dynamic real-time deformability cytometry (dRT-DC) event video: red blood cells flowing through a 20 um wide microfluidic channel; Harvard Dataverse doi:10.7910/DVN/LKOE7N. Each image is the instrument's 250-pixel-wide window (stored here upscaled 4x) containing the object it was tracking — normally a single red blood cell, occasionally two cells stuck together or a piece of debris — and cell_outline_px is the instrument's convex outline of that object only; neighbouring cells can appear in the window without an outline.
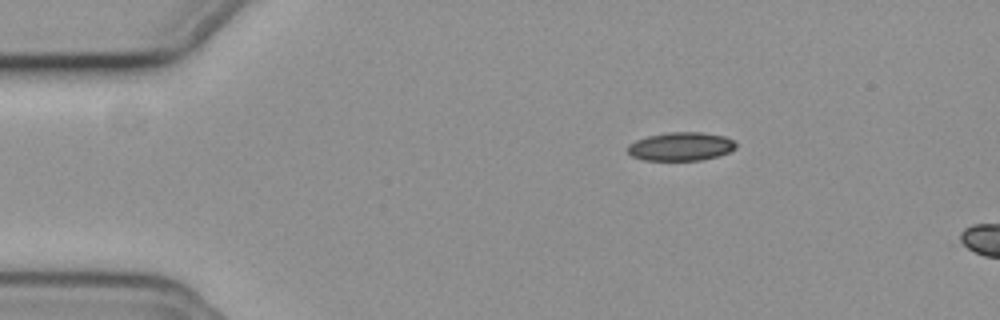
{"species": "common noctule bat (a hibernating species)", "species_latin": "Nyctalus noctula", "temperature_condition": "cold", "stored_images_in_passage": 8, "camera_frame_rate_fps": 3000, "um_per_image_px": 0.085, "animal": {"sex": "female", "body_mass_g": 19.3, "forearm_length_mm": 54.1}, "frame": {"image": 1, "passage_image": 1, "time_ms": 0.0, "image_size_px": [1000, 320], "cell_outline_px": [[736, 148], [728, 152], [716, 156], [700, 160], [644, 160], [632, 156], [628, 152], [628, 144], [636, 140], [648, 136], [668, 132], [700, 132], [724, 136], [732, 140], [736, 144]], "centroid_in_image_um": [57.85, 12.45], "position_along_channel_um": 27.1, "area_um2": 17.8}}